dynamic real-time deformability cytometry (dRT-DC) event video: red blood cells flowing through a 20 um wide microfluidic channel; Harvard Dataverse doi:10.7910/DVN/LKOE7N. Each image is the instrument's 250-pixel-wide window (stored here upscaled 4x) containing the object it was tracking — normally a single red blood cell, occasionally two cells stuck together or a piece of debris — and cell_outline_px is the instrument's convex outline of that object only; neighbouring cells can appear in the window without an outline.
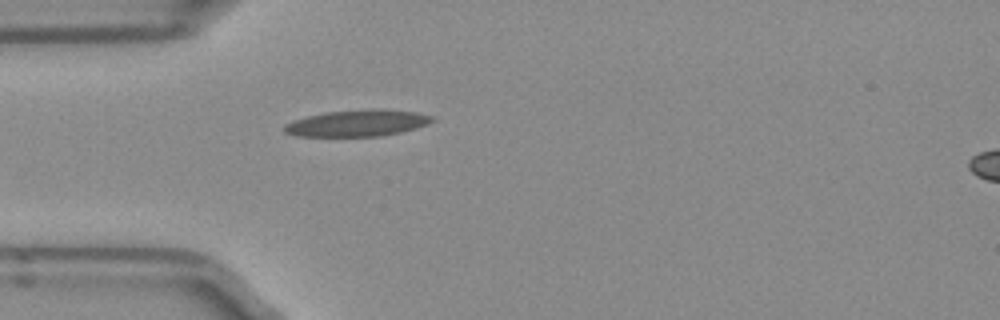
{"species": "Egyptian fruit bat (a non-hibernating species)", "species_latin": "Rousettus aegyptiacus", "temperature_condition": "room temperature", "stored_images_in_passage": 1, "camera_frame_rate_fps": 3000, "um_per_image_px": 0.085, "frame": {"image": 1, "passage_image": 1, "time_ms": 0.0, "image_size_px": [1000, 320], "cell_outline_px": [[436, 120], [416, 128], [400, 132], [380, 136], [296, 136], [284, 132], [284, 124], [292, 120], [324, 112], [372, 108], [384, 108], [416, 112], [436, 116]], "centroid_in_image_um": [30.4, 10.45], "position_along_channel_um": 54.6, "area_um2": 23.18}}